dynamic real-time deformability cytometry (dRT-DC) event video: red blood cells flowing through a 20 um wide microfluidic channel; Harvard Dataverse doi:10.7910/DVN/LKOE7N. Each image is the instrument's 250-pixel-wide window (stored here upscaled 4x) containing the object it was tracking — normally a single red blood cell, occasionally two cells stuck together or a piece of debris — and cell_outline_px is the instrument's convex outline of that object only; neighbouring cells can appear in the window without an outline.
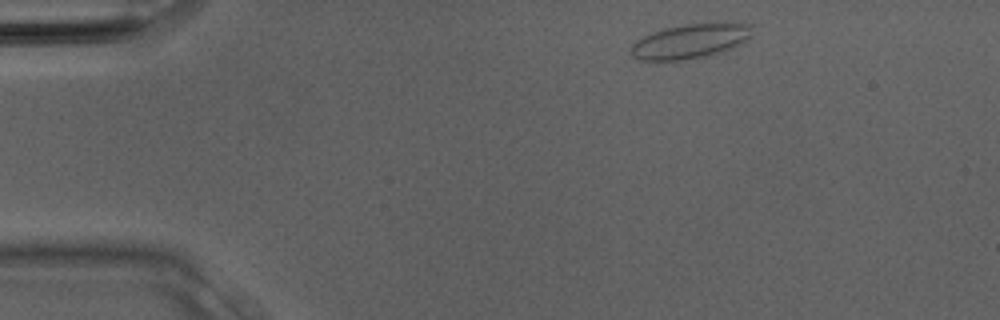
{"species": "Egyptian fruit bat (a non-hibernating species)", "species_latin": "Rousettus aegyptiacus", "temperature_condition": "room temperature", "stored_images_in_passage": 2, "camera_frame_rate_fps": 3000, "um_per_image_px": 0.085, "animal": {"sex": "male"}, "frame": {"image": 1, "passage_image": 1, "time_ms": 0.0, "image_size_px": [1000, 320], "cell_outline_px": [[752, 36], [732, 48], [720, 52], [704, 56], [680, 60], [640, 60], [632, 56], [632, 44], [636, 40], [652, 32], [664, 28], [684, 24], [752, 24]], "centroid_in_image_um": [58.64, 3.51], "position_along_channel_um": 26.4, "area_um2": 23.87}}